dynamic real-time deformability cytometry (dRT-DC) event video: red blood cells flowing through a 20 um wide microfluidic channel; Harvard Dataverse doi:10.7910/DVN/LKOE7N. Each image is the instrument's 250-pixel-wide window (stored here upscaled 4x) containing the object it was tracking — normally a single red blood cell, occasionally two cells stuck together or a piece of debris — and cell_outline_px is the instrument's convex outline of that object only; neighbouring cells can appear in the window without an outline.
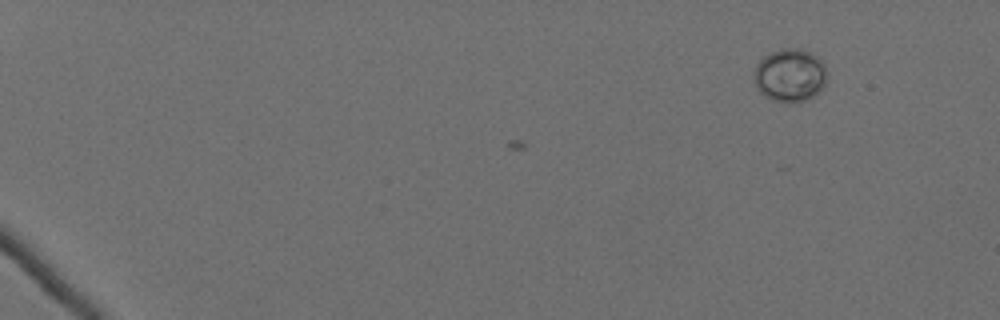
{"species": "Egyptian fruit bat (a non-hibernating species)", "species_latin": "Rousettus aegyptiacus", "temperature_condition": "cold", "stored_images_in_passage": 3, "camera_frame_rate_fps": 3000, "um_per_image_px": 0.085, "animal": {"sex": "female"}, "frame": {"image": 1, "passage_image": 3, "time_ms": 0.667, "image_size_px": [1000, 320], "cell_outline_px": [[828, 76], [824, 84], [812, 96], [804, 100], [772, 100], [764, 96], [756, 88], [752, 76], [756, 64], [768, 52], [780, 48], [804, 48], [812, 52], [824, 64], [828, 72]], "centroid_in_image_um": [67.11, 6.33], "position_along_channel_um": 17.9, "area_um2": 22.66}}